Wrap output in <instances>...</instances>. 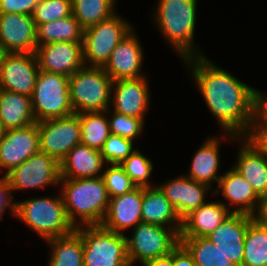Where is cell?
I'll list each match as a JSON object with an SVG mask.
<instances>
[{
	"label": "cell",
	"instance_id": "obj_1",
	"mask_svg": "<svg viewBox=\"0 0 267 266\" xmlns=\"http://www.w3.org/2000/svg\"><path fill=\"white\" fill-rule=\"evenodd\" d=\"M213 117L225 133L253 137L265 94L240 81L205 55L183 60Z\"/></svg>",
	"mask_w": 267,
	"mask_h": 266
},
{
	"label": "cell",
	"instance_id": "obj_2",
	"mask_svg": "<svg viewBox=\"0 0 267 266\" xmlns=\"http://www.w3.org/2000/svg\"><path fill=\"white\" fill-rule=\"evenodd\" d=\"M154 23L181 60L203 55L194 43L197 0H158Z\"/></svg>",
	"mask_w": 267,
	"mask_h": 266
},
{
	"label": "cell",
	"instance_id": "obj_3",
	"mask_svg": "<svg viewBox=\"0 0 267 266\" xmlns=\"http://www.w3.org/2000/svg\"><path fill=\"white\" fill-rule=\"evenodd\" d=\"M59 184L67 217L75 228L102 223L110 201L102 176L60 179Z\"/></svg>",
	"mask_w": 267,
	"mask_h": 266
},
{
	"label": "cell",
	"instance_id": "obj_4",
	"mask_svg": "<svg viewBox=\"0 0 267 266\" xmlns=\"http://www.w3.org/2000/svg\"><path fill=\"white\" fill-rule=\"evenodd\" d=\"M15 217L45 241L75 230L67 217L61 193L57 197H30L15 202Z\"/></svg>",
	"mask_w": 267,
	"mask_h": 266
},
{
	"label": "cell",
	"instance_id": "obj_5",
	"mask_svg": "<svg viewBox=\"0 0 267 266\" xmlns=\"http://www.w3.org/2000/svg\"><path fill=\"white\" fill-rule=\"evenodd\" d=\"M112 78L103 67L83 66L69 76L74 114L104 112L111 106Z\"/></svg>",
	"mask_w": 267,
	"mask_h": 266
},
{
	"label": "cell",
	"instance_id": "obj_6",
	"mask_svg": "<svg viewBox=\"0 0 267 266\" xmlns=\"http://www.w3.org/2000/svg\"><path fill=\"white\" fill-rule=\"evenodd\" d=\"M84 245V266H131L126 237L101 225L78 226Z\"/></svg>",
	"mask_w": 267,
	"mask_h": 266
},
{
	"label": "cell",
	"instance_id": "obj_7",
	"mask_svg": "<svg viewBox=\"0 0 267 266\" xmlns=\"http://www.w3.org/2000/svg\"><path fill=\"white\" fill-rule=\"evenodd\" d=\"M31 106L36 122L74 114L69 77L40 70L31 95Z\"/></svg>",
	"mask_w": 267,
	"mask_h": 266
},
{
	"label": "cell",
	"instance_id": "obj_8",
	"mask_svg": "<svg viewBox=\"0 0 267 266\" xmlns=\"http://www.w3.org/2000/svg\"><path fill=\"white\" fill-rule=\"evenodd\" d=\"M119 13L84 29L82 50L83 62L89 67H104L112 51L134 28Z\"/></svg>",
	"mask_w": 267,
	"mask_h": 266
},
{
	"label": "cell",
	"instance_id": "obj_9",
	"mask_svg": "<svg viewBox=\"0 0 267 266\" xmlns=\"http://www.w3.org/2000/svg\"><path fill=\"white\" fill-rule=\"evenodd\" d=\"M132 236L126 237L127 256L130 265L169 255L180 243V234L166 226L141 222L134 227Z\"/></svg>",
	"mask_w": 267,
	"mask_h": 266
},
{
	"label": "cell",
	"instance_id": "obj_10",
	"mask_svg": "<svg viewBox=\"0 0 267 266\" xmlns=\"http://www.w3.org/2000/svg\"><path fill=\"white\" fill-rule=\"evenodd\" d=\"M12 192L26 189H44L49 186L60 185V163L43 152H37L14 167L6 175Z\"/></svg>",
	"mask_w": 267,
	"mask_h": 266
},
{
	"label": "cell",
	"instance_id": "obj_11",
	"mask_svg": "<svg viewBox=\"0 0 267 266\" xmlns=\"http://www.w3.org/2000/svg\"><path fill=\"white\" fill-rule=\"evenodd\" d=\"M40 152L55 158L59 163L76 145L81 144L79 114L37 122Z\"/></svg>",
	"mask_w": 267,
	"mask_h": 266
},
{
	"label": "cell",
	"instance_id": "obj_12",
	"mask_svg": "<svg viewBox=\"0 0 267 266\" xmlns=\"http://www.w3.org/2000/svg\"><path fill=\"white\" fill-rule=\"evenodd\" d=\"M39 71L35 53H4L0 65V89L31 97Z\"/></svg>",
	"mask_w": 267,
	"mask_h": 266
},
{
	"label": "cell",
	"instance_id": "obj_13",
	"mask_svg": "<svg viewBox=\"0 0 267 266\" xmlns=\"http://www.w3.org/2000/svg\"><path fill=\"white\" fill-rule=\"evenodd\" d=\"M240 148L232 167L260 197L267 196V150L253 137H240Z\"/></svg>",
	"mask_w": 267,
	"mask_h": 266
},
{
	"label": "cell",
	"instance_id": "obj_14",
	"mask_svg": "<svg viewBox=\"0 0 267 266\" xmlns=\"http://www.w3.org/2000/svg\"><path fill=\"white\" fill-rule=\"evenodd\" d=\"M0 48L5 53H35L37 26L32 15L0 14Z\"/></svg>",
	"mask_w": 267,
	"mask_h": 266
},
{
	"label": "cell",
	"instance_id": "obj_15",
	"mask_svg": "<svg viewBox=\"0 0 267 266\" xmlns=\"http://www.w3.org/2000/svg\"><path fill=\"white\" fill-rule=\"evenodd\" d=\"M39 151L37 122L26 127L6 130L0 140V169L5 171L3 175Z\"/></svg>",
	"mask_w": 267,
	"mask_h": 266
},
{
	"label": "cell",
	"instance_id": "obj_16",
	"mask_svg": "<svg viewBox=\"0 0 267 266\" xmlns=\"http://www.w3.org/2000/svg\"><path fill=\"white\" fill-rule=\"evenodd\" d=\"M146 76L136 79L114 80L111 94L113 111L142 119L149 111L150 88ZM113 104V105H112Z\"/></svg>",
	"mask_w": 267,
	"mask_h": 266
},
{
	"label": "cell",
	"instance_id": "obj_17",
	"mask_svg": "<svg viewBox=\"0 0 267 266\" xmlns=\"http://www.w3.org/2000/svg\"><path fill=\"white\" fill-rule=\"evenodd\" d=\"M39 69L45 72L73 75L84 66L82 42H54L37 46Z\"/></svg>",
	"mask_w": 267,
	"mask_h": 266
},
{
	"label": "cell",
	"instance_id": "obj_18",
	"mask_svg": "<svg viewBox=\"0 0 267 266\" xmlns=\"http://www.w3.org/2000/svg\"><path fill=\"white\" fill-rule=\"evenodd\" d=\"M140 42L133 28L112 51L103 69L113 81L146 76L141 72L144 54Z\"/></svg>",
	"mask_w": 267,
	"mask_h": 266
},
{
	"label": "cell",
	"instance_id": "obj_19",
	"mask_svg": "<svg viewBox=\"0 0 267 266\" xmlns=\"http://www.w3.org/2000/svg\"><path fill=\"white\" fill-rule=\"evenodd\" d=\"M143 187L110 198L105 217L100 224L105 229L124 234L142 222Z\"/></svg>",
	"mask_w": 267,
	"mask_h": 266
},
{
	"label": "cell",
	"instance_id": "obj_20",
	"mask_svg": "<svg viewBox=\"0 0 267 266\" xmlns=\"http://www.w3.org/2000/svg\"><path fill=\"white\" fill-rule=\"evenodd\" d=\"M157 186L174 206L181 220L206 203V195L211 190L207 184L196 182L185 175L171 178Z\"/></svg>",
	"mask_w": 267,
	"mask_h": 266
},
{
	"label": "cell",
	"instance_id": "obj_21",
	"mask_svg": "<svg viewBox=\"0 0 267 266\" xmlns=\"http://www.w3.org/2000/svg\"><path fill=\"white\" fill-rule=\"evenodd\" d=\"M250 215L232 213L206 238L218 247L236 266H242L244 239Z\"/></svg>",
	"mask_w": 267,
	"mask_h": 266
},
{
	"label": "cell",
	"instance_id": "obj_22",
	"mask_svg": "<svg viewBox=\"0 0 267 266\" xmlns=\"http://www.w3.org/2000/svg\"><path fill=\"white\" fill-rule=\"evenodd\" d=\"M217 188L212 192L214 195H221L234 205L232 213H242L255 216L261 198L254 192L249 183L233 167L222 174Z\"/></svg>",
	"mask_w": 267,
	"mask_h": 266
},
{
	"label": "cell",
	"instance_id": "obj_23",
	"mask_svg": "<svg viewBox=\"0 0 267 266\" xmlns=\"http://www.w3.org/2000/svg\"><path fill=\"white\" fill-rule=\"evenodd\" d=\"M224 137L229 140H239V137L230 133H225L224 136L219 135L216 137H209L204 143L195 151L193 160L190 163V170L188 171L189 177L196 182H201L212 187L213 182L218 185L222 175L217 174L221 167L220 160V144Z\"/></svg>",
	"mask_w": 267,
	"mask_h": 266
},
{
	"label": "cell",
	"instance_id": "obj_24",
	"mask_svg": "<svg viewBox=\"0 0 267 266\" xmlns=\"http://www.w3.org/2000/svg\"><path fill=\"white\" fill-rule=\"evenodd\" d=\"M225 201H208L182 220L180 238L207 237L232 211Z\"/></svg>",
	"mask_w": 267,
	"mask_h": 266
},
{
	"label": "cell",
	"instance_id": "obj_25",
	"mask_svg": "<svg viewBox=\"0 0 267 266\" xmlns=\"http://www.w3.org/2000/svg\"><path fill=\"white\" fill-rule=\"evenodd\" d=\"M106 162L101 151L79 144L60 162L61 179H80L102 176Z\"/></svg>",
	"mask_w": 267,
	"mask_h": 266
},
{
	"label": "cell",
	"instance_id": "obj_26",
	"mask_svg": "<svg viewBox=\"0 0 267 266\" xmlns=\"http://www.w3.org/2000/svg\"><path fill=\"white\" fill-rule=\"evenodd\" d=\"M142 222L174 228L179 234L182 220L165 194L154 184L143 187Z\"/></svg>",
	"mask_w": 267,
	"mask_h": 266
},
{
	"label": "cell",
	"instance_id": "obj_27",
	"mask_svg": "<svg viewBox=\"0 0 267 266\" xmlns=\"http://www.w3.org/2000/svg\"><path fill=\"white\" fill-rule=\"evenodd\" d=\"M0 121L6 130L22 128L35 123L31 97L0 89Z\"/></svg>",
	"mask_w": 267,
	"mask_h": 266
},
{
	"label": "cell",
	"instance_id": "obj_28",
	"mask_svg": "<svg viewBox=\"0 0 267 266\" xmlns=\"http://www.w3.org/2000/svg\"><path fill=\"white\" fill-rule=\"evenodd\" d=\"M51 254L48 266H84V245L81 235L74 230L72 233L47 239Z\"/></svg>",
	"mask_w": 267,
	"mask_h": 266
},
{
	"label": "cell",
	"instance_id": "obj_29",
	"mask_svg": "<svg viewBox=\"0 0 267 266\" xmlns=\"http://www.w3.org/2000/svg\"><path fill=\"white\" fill-rule=\"evenodd\" d=\"M83 34L80 23L70 15L37 25V46L54 42H83Z\"/></svg>",
	"mask_w": 267,
	"mask_h": 266
},
{
	"label": "cell",
	"instance_id": "obj_30",
	"mask_svg": "<svg viewBox=\"0 0 267 266\" xmlns=\"http://www.w3.org/2000/svg\"><path fill=\"white\" fill-rule=\"evenodd\" d=\"M242 266H267V226L250 216Z\"/></svg>",
	"mask_w": 267,
	"mask_h": 266
},
{
	"label": "cell",
	"instance_id": "obj_31",
	"mask_svg": "<svg viewBox=\"0 0 267 266\" xmlns=\"http://www.w3.org/2000/svg\"><path fill=\"white\" fill-rule=\"evenodd\" d=\"M107 111L79 114L81 144L101 151L110 133Z\"/></svg>",
	"mask_w": 267,
	"mask_h": 266
},
{
	"label": "cell",
	"instance_id": "obj_32",
	"mask_svg": "<svg viewBox=\"0 0 267 266\" xmlns=\"http://www.w3.org/2000/svg\"><path fill=\"white\" fill-rule=\"evenodd\" d=\"M196 266H236L206 237L180 238Z\"/></svg>",
	"mask_w": 267,
	"mask_h": 266
},
{
	"label": "cell",
	"instance_id": "obj_33",
	"mask_svg": "<svg viewBox=\"0 0 267 266\" xmlns=\"http://www.w3.org/2000/svg\"><path fill=\"white\" fill-rule=\"evenodd\" d=\"M115 3L116 0H72V15L86 29L115 14Z\"/></svg>",
	"mask_w": 267,
	"mask_h": 266
},
{
	"label": "cell",
	"instance_id": "obj_34",
	"mask_svg": "<svg viewBox=\"0 0 267 266\" xmlns=\"http://www.w3.org/2000/svg\"><path fill=\"white\" fill-rule=\"evenodd\" d=\"M124 172L137 187H151L152 160L136 149L127 159L120 163ZM150 181V182H149Z\"/></svg>",
	"mask_w": 267,
	"mask_h": 266
},
{
	"label": "cell",
	"instance_id": "obj_35",
	"mask_svg": "<svg viewBox=\"0 0 267 266\" xmlns=\"http://www.w3.org/2000/svg\"><path fill=\"white\" fill-rule=\"evenodd\" d=\"M72 15V0H39L32 17L37 25Z\"/></svg>",
	"mask_w": 267,
	"mask_h": 266
},
{
	"label": "cell",
	"instance_id": "obj_36",
	"mask_svg": "<svg viewBox=\"0 0 267 266\" xmlns=\"http://www.w3.org/2000/svg\"><path fill=\"white\" fill-rule=\"evenodd\" d=\"M107 116H110L108 120L111 134L135 141L134 139L144 132L145 122L142 119L127 116L116 111L112 112L111 108L107 110Z\"/></svg>",
	"mask_w": 267,
	"mask_h": 266
},
{
	"label": "cell",
	"instance_id": "obj_37",
	"mask_svg": "<svg viewBox=\"0 0 267 266\" xmlns=\"http://www.w3.org/2000/svg\"><path fill=\"white\" fill-rule=\"evenodd\" d=\"M102 178L109 198L129 193L137 187L120 164H107L102 173Z\"/></svg>",
	"mask_w": 267,
	"mask_h": 266
},
{
	"label": "cell",
	"instance_id": "obj_38",
	"mask_svg": "<svg viewBox=\"0 0 267 266\" xmlns=\"http://www.w3.org/2000/svg\"><path fill=\"white\" fill-rule=\"evenodd\" d=\"M133 146V140L110 134L104 143L101 155L106 164H120L136 150Z\"/></svg>",
	"mask_w": 267,
	"mask_h": 266
},
{
	"label": "cell",
	"instance_id": "obj_39",
	"mask_svg": "<svg viewBox=\"0 0 267 266\" xmlns=\"http://www.w3.org/2000/svg\"><path fill=\"white\" fill-rule=\"evenodd\" d=\"M39 0H0V14L19 13L32 15Z\"/></svg>",
	"mask_w": 267,
	"mask_h": 266
},
{
	"label": "cell",
	"instance_id": "obj_40",
	"mask_svg": "<svg viewBox=\"0 0 267 266\" xmlns=\"http://www.w3.org/2000/svg\"><path fill=\"white\" fill-rule=\"evenodd\" d=\"M15 202L6 176L2 175L0 178V220L3 219V213L8 207V209L11 210L13 217H15Z\"/></svg>",
	"mask_w": 267,
	"mask_h": 266
},
{
	"label": "cell",
	"instance_id": "obj_41",
	"mask_svg": "<svg viewBox=\"0 0 267 266\" xmlns=\"http://www.w3.org/2000/svg\"><path fill=\"white\" fill-rule=\"evenodd\" d=\"M173 266H196L191 254L179 243L172 250Z\"/></svg>",
	"mask_w": 267,
	"mask_h": 266
},
{
	"label": "cell",
	"instance_id": "obj_42",
	"mask_svg": "<svg viewBox=\"0 0 267 266\" xmlns=\"http://www.w3.org/2000/svg\"><path fill=\"white\" fill-rule=\"evenodd\" d=\"M254 137L267 150V109L265 107L261 111Z\"/></svg>",
	"mask_w": 267,
	"mask_h": 266
},
{
	"label": "cell",
	"instance_id": "obj_43",
	"mask_svg": "<svg viewBox=\"0 0 267 266\" xmlns=\"http://www.w3.org/2000/svg\"><path fill=\"white\" fill-rule=\"evenodd\" d=\"M141 266H173L172 252L167 256L146 261Z\"/></svg>",
	"mask_w": 267,
	"mask_h": 266
},
{
	"label": "cell",
	"instance_id": "obj_44",
	"mask_svg": "<svg viewBox=\"0 0 267 266\" xmlns=\"http://www.w3.org/2000/svg\"><path fill=\"white\" fill-rule=\"evenodd\" d=\"M260 223L267 226V196L261 198V202L256 215L254 216Z\"/></svg>",
	"mask_w": 267,
	"mask_h": 266
},
{
	"label": "cell",
	"instance_id": "obj_45",
	"mask_svg": "<svg viewBox=\"0 0 267 266\" xmlns=\"http://www.w3.org/2000/svg\"><path fill=\"white\" fill-rule=\"evenodd\" d=\"M6 133V128L4 127L3 123L0 121V140L4 137Z\"/></svg>",
	"mask_w": 267,
	"mask_h": 266
},
{
	"label": "cell",
	"instance_id": "obj_46",
	"mask_svg": "<svg viewBox=\"0 0 267 266\" xmlns=\"http://www.w3.org/2000/svg\"><path fill=\"white\" fill-rule=\"evenodd\" d=\"M4 51L0 48V65H1V59H2V57H3V55H4Z\"/></svg>",
	"mask_w": 267,
	"mask_h": 266
},
{
	"label": "cell",
	"instance_id": "obj_47",
	"mask_svg": "<svg viewBox=\"0 0 267 266\" xmlns=\"http://www.w3.org/2000/svg\"><path fill=\"white\" fill-rule=\"evenodd\" d=\"M265 108L267 109V96H265Z\"/></svg>",
	"mask_w": 267,
	"mask_h": 266
}]
</instances>
